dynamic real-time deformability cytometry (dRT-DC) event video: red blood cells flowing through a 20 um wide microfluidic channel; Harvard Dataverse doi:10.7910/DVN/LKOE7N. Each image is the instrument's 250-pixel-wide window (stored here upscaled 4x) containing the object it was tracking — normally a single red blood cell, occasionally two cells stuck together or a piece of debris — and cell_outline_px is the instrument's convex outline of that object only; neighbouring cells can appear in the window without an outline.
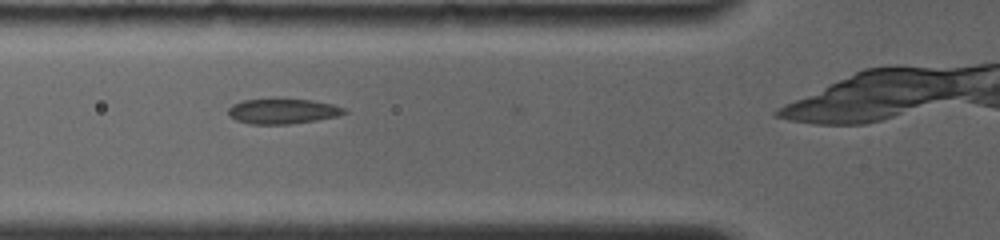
{"species": "common noctule bat (a hibernating species)", "species_latin": "Nyctalus noctula", "temperature_condition": "room temperature", "stored_images_in_passage": 21, "camera_frame_rate_fps": 4000, "um_per_image_px": 0.085, "animal": {"sex": "female", "body_mass_g": 19.0, "forearm_length_mm": 56.7}, "frame": {"image": 1, "passage_image": 3, "time_ms": 0.75, "image_size_px": [1000, 240], "cell_outline_px": [[348, 112], [340, 116], [316, 120], [288, 124], [248, 124], [236, 120], [228, 116], [228, 108], [232, 104], [244, 100], [312, 100], [332, 104], [344, 108]], "centroid_in_image_um": [24.03, 9.47], "position_along_channel_um": 101.8, "area_um2": 16.82}}
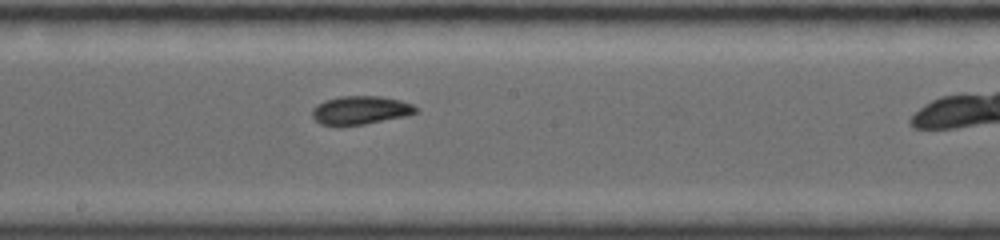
{"frame": {"image": 2, "passage_image": 13, "time_ms": 3.75, "image_size_px": [1000, 240], "cell_outline_px": [[420, 112], [404, 116], [364, 124], [336, 128], [320, 124], [312, 116], [312, 108], [316, 104], [324, 100], [340, 96], [380, 96], [400, 100], [412, 104], [420, 108]], "centroid_in_image_um": [30.6, 9.39], "position_along_channel_um": 217.6, "area_um2": 17.69}}
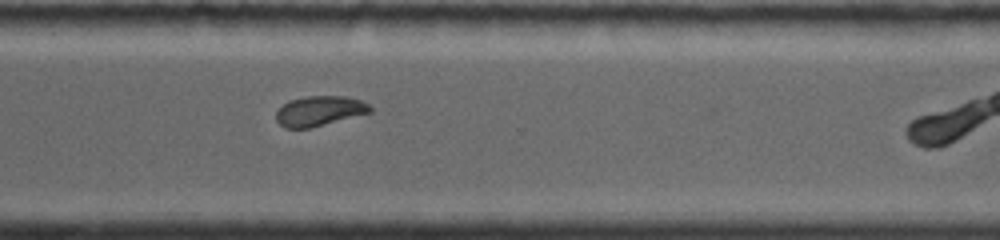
{"frame": {"image": 3, "passage_image": 21, "time_ms": 7.0, "image_size_px": [1000, 240], "cell_outline_px": [[372, 112], [308, 128], [284, 128], [276, 120], [276, 112], [288, 100], [308, 96], [344, 96], [360, 100], [368, 104], [372, 108]], "centroid_in_image_um": [27.14, 9.42], "position_along_channel_um": 343.5, "area_um2": 16.24}}